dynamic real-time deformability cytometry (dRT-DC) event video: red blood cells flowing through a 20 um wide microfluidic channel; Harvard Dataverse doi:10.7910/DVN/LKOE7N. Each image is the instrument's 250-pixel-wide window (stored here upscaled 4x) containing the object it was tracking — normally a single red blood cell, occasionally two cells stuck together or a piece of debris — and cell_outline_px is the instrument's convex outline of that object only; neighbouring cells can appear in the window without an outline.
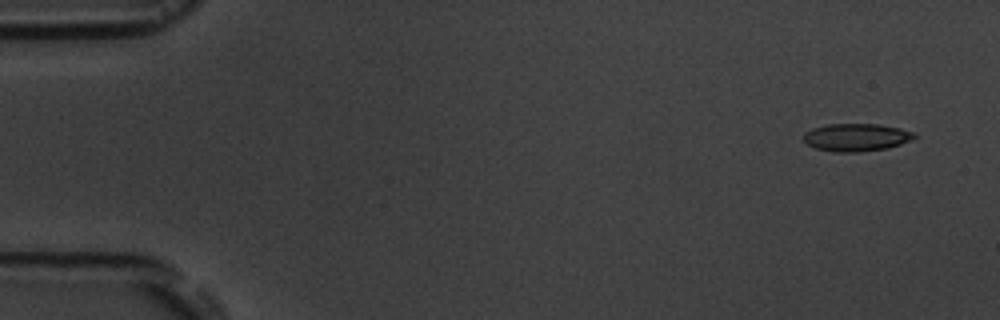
{"species": "common noctule bat (a hibernating species)", "species_latin": "Nyctalus noctula", "temperature_condition": "room temperature", "stored_images_in_passage": 6, "camera_frame_rate_fps": 3000, "um_per_image_px": 0.085, "animal": {"sex": "male", "body_mass_g": 19.5, "forearm_length_mm": 54.6}, "frame": {"image": 1, "passage_image": 1, "time_ms": 0.0, "image_size_px": [1000, 320], "cell_outline_px": [[916, 136], [912, 140], [888, 148], [860, 152], [836, 152], [816, 148], [808, 144], [804, 140], [804, 132], [812, 128], [828, 124], [876, 124], [900, 128], [916, 132]], "centroid_in_image_um": [72.81, 11.67], "position_along_channel_um": 12.2, "area_um2": 17.92}}